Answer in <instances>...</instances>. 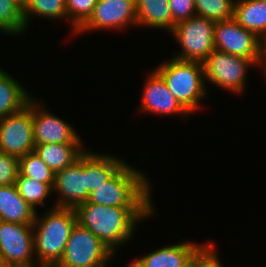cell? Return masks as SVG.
Returning <instances> with one entry per match:
<instances>
[{"instance_id": "obj_1", "label": "cell", "mask_w": 266, "mask_h": 267, "mask_svg": "<svg viewBox=\"0 0 266 267\" xmlns=\"http://www.w3.org/2000/svg\"><path fill=\"white\" fill-rule=\"evenodd\" d=\"M154 207H115L84 202L75 208L77 222L90 230L113 253L133 238L141 219L154 215Z\"/></svg>"}, {"instance_id": "obj_2", "label": "cell", "mask_w": 266, "mask_h": 267, "mask_svg": "<svg viewBox=\"0 0 266 267\" xmlns=\"http://www.w3.org/2000/svg\"><path fill=\"white\" fill-rule=\"evenodd\" d=\"M77 216L73 208L52 207L46 216L36 214L33 226L34 253L39 267H55L63 256Z\"/></svg>"}, {"instance_id": "obj_3", "label": "cell", "mask_w": 266, "mask_h": 267, "mask_svg": "<svg viewBox=\"0 0 266 267\" xmlns=\"http://www.w3.org/2000/svg\"><path fill=\"white\" fill-rule=\"evenodd\" d=\"M150 188L146 176L125 163L105 184L90 192L86 202L115 207H154Z\"/></svg>"}, {"instance_id": "obj_4", "label": "cell", "mask_w": 266, "mask_h": 267, "mask_svg": "<svg viewBox=\"0 0 266 267\" xmlns=\"http://www.w3.org/2000/svg\"><path fill=\"white\" fill-rule=\"evenodd\" d=\"M154 70L163 78L169 91L188 113L201 107V99L208 93L201 62L172 57L169 62H163Z\"/></svg>"}, {"instance_id": "obj_5", "label": "cell", "mask_w": 266, "mask_h": 267, "mask_svg": "<svg viewBox=\"0 0 266 267\" xmlns=\"http://www.w3.org/2000/svg\"><path fill=\"white\" fill-rule=\"evenodd\" d=\"M214 47L223 53L251 59L258 66L263 64L266 75V43L234 18L215 22Z\"/></svg>"}, {"instance_id": "obj_6", "label": "cell", "mask_w": 266, "mask_h": 267, "mask_svg": "<svg viewBox=\"0 0 266 267\" xmlns=\"http://www.w3.org/2000/svg\"><path fill=\"white\" fill-rule=\"evenodd\" d=\"M113 255L98 237L77 222L55 267H107Z\"/></svg>"}, {"instance_id": "obj_7", "label": "cell", "mask_w": 266, "mask_h": 267, "mask_svg": "<svg viewBox=\"0 0 266 267\" xmlns=\"http://www.w3.org/2000/svg\"><path fill=\"white\" fill-rule=\"evenodd\" d=\"M214 26V21L200 16L176 23L171 33L182 50L174 58L202 63L215 50Z\"/></svg>"}, {"instance_id": "obj_8", "label": "cell", "mask_w": 266, "mask_h": 267, "mask_svg": "<svg viewBox=\"0 0 266 267\" xmlns=\"http://www.w3.org/2000/svg\"><path fill=\"white\" fill-rule=\"evenodd\" d=\"M202 64L205 83L209 81L234 94H239L244 90L247 68L256 66L251 59L217 50L211 52Z\"/></svg>"}, {"instance_id": "obj_9", "label": "cell", "mask_w": 266, "mask_h": 267, "mask_svg": "<svg viewBox=\"0 0 266 267\" xmlns=\"http://www.w3.org/2000/svg\"><path fill=\"white\" fill-rule=\"evenodd\" d=\"M34 254L32 224L0 221V260L4 267H39Z\"/></svg>"}, {"instance_id": "obj_10", "label": "cell", "mask_w": 266, "mask_h": 267, "mask_svg": "<svg viewBox=\"0 0 266 267\" xmlns=\"http://www.w3.org/2000/svg\"><path fill=\"white\" fill-rule=\"evenodd\" d=\"M34 147L31 98L22 110L0 120V151L20 158Z\"/></svg>"}, {"instance_id": "obj_11", "label": "cell", "mask_w": 266, "mask_h": 267, "mask_svg": "<svg viewBox=\"0 0 266 267\" xmlns=\"http://www.w3.org/2000/svg\"><path fill=\"white\" fill-rule=\"evenodd\" d=\"M54 190L58 193L55 207L73 208L87 201L89 191L87 190L86 175V150L71 165L57 171L54 177Z\"/></svg>"}, {"instance_id": "obj_12", "label": "cell", "mask_w": 266, "mask_h": 267, "mask_svg": "<svg viewBox=\"0 0 266 267\" xmlns=\"http://www.w3.org/2000/svg\"><path fill=\"white\" fill-rule=\"evenodd\" d=\"M213 245L212 242H179L147 253L128 267H192Z\"/></svg>"}, {"instance_id": "obj_13", "label": "cell", "mask_w": 266, "mask_h": 267, "mask_svg": "<svg viewBox=\"0 0 266 267\" xmlns=\"http://www.w3.org/2000/svg\"><path fill=\"white\" fill-rule=\"evenodd\" d=\"M137 25L135 0H98L92 15L75 34Z\"/></svg>"}, {"instance_id": "obj_14", "label": "cell", "mask_w": 266, "mask_h": 267, "mask_svg": "<svg viewBox=\"0 0 266 267\" xmlns=\"http://www.w3.org/2000/svg\"><path fill=\"white\" fill-rule=\"evenodd\" d=\"M40 103V104H39ZM32 98V120L35 145L47 143H84L72 125L51 114ZM45 109V110H44Z\"/></svg>"}, {"instance_id": "obj_15", "label": "cell", "mask_w": 266, "mask_h": 267, "mask_svg": "<svg viewBox=\"0 0 266 267\" xmlns=\"http://www.w3.org/2000/svg\"><path fill=\"white\" fill-rule=\"evenodd\" d=\"M146 80L140 102V109L143 112L159 115L176 114V116L179 114L183 119L189 114L169 91L165 81L155 70L150 72Z\"/></svg>"}, {"instance_id": "obj_16", "label": "cell", "mask_w": 266, "mask_h": 267, "mask_svg": "<svg viewBox=\"0 0 266 267\" xmlns=\"http://www.w3.org/2000/svg\"><path fill=\"white\" fill-rule=\"evenodd\" d=\"M37 211L20 195L15 184L0 186V221L33 224Z\"/></svg>"}, {"instance_id": "obj_17", "label": "cell", "mask_w": 266, "mask_h": 267, "mask_svg": "<svg viewBox=\"0 0 266 267\" xmlns=\"http://www.w3.org/2000/svg\"><path fill=\"white\" fill-rule=\"evenodd\" d=\"M233 18L266 43V1L236 0Z\"/></svg>"}, {"instance_id": "obj_18", "label": "cell", "mask_w": 266, "mask_h": 267, "mask_svg": "<svg viewBox=\"0 0 266 267\" xmlns=\"http://www.w3.org/2000/svg\"><path fill=\"white\" fill-rule=\"evenodd\" d=\"M126 162L109 154L86 151L87 190H96L105 184Z\"/></svg>"}, {"instance_id": "obj_19", "label": "cell", "mask_w": 266, "mask_h": 267, "mask_svg": "<svg viewBox=\"0 0 266 267\" xmlns=\"http://www.w3.org/2000/svg\"><path fill=\"white\" fill-rule=\"evenodd\" d=\"M34 151L55 173L71 165L85 152L83 143H47L35 145Z\"/></svg>"}, {"instance_id": "obj_20", "label": "cell", "mask_w": 266, "mask_h": 267, "mask_svg": "<svg viewBox=\"0 0 266 267\" xmlns=\"http://www.w3.org/2000/svg\"><path fill=\"white\" fill-rule=\"evenodd\" d=\"M137 25L172 31L169 0H135Z\"/></svg>"}, {"instance_id": "obj_21", "label": "cell", "mask_w": 266, "mask_h": 267, "mask_svg": "<svg viewBox=\"0 0 266 267\" xmlns=\"http://www.w3.org/2000/svg\"><path fill=\"white\" fill-rule=\"evenodd\" d=\"M24 88L6 71L0 72V120L28 104L32 96Z\"/></svg>"}, {"instance_id": "obj_22", "label": "cell", "mask_w": 266, "mask_h": 267, "mask_svg": "<svg viewBox=\"0 0 266 267\" xmlns=\"http://www.w3.org/2000/svg\"><path fill=\"white\" fill-rule=\"evenodd\" d=\"M26 30L23 7L17 0H0V32L23 34Z\"/></svg>"}, {"instance_id": "obj_23", "label": "cell", "mask_w": 266, "mask_h": 267, "mask_svg": "<svg viewBox=\"0 0 266 267\" xmlns=\"http://www.w3.org/2000/svg\"><path fill=\"white\" fill-rule=\"evenodd\" d=\"M31 15L42 16L46 19L67 18L66 0H29L23 7L26 28Z\"/></svg>"}, {"instance_id": "obj_24", "label": "cell", "mask_w": 266, "mask_h": 267, "mask_svg": "<svg viewBox=\"0 0 266 267\" xmlns=\"http://www.w3.org/2000/svg\"><path fill=\"white\" fill-rule=\"evenodd\" d=\"M15 185L19 195L35 210H37L38 205H45L44 200L53 191V185L37 182L31 177L22 176L20 173H18Z\"/></svg>"}, {"instance_id": "obj_25", "label": "cell", "mask_w": 266, "mask_h": 267, "mask_svg": "<svg viewBox=\"0 0 266 267\" xmlns=\"http://www.w3.org/2000/svg\"><path fill=\"white\" fill-rule=\"evenodd\" d=\"M19 173L35 181L54 185L55 172L35 153L29 152L19 158Z\"/></svg>"}, {"instance_id": "obj_26", "label": "cell", "mask_w": 266, "mask_h": 267, "mask_svg": "<svg viewBox=\"0 0 266 267\" xmlns=\"http://www.w3.org/2000/svg\"><path fill=\"white\" fill-rule=\"evenodd\" d=\"M235 0H194L196 16L205 17L214 22L234 17Z\"/></svg>"}, {"instance_id": "obj_27", "label": "cell", "mask_w": 266, "mask_h": 267, "mask_svg": "<svg viewBox=\"0 0 266 267\" xmlns=\"http://www.w3.org/2000/svg\"><path fill=\"white\" fill-rule=\"evenodd\" d=\"M98 0H66L67 18L74 33L89 19Z\"/></svg>"}, {"instance_id": "obj_28", "label": "cell", "mask_w": 266, "mask_h": 267, "mask_svg": "<svg viewBox=\"0 0 266 267\" xmlns=\"http://www.w3.org/2000/svg\"><path fill=\"white\" fill-rule=\"evenodd\" d=\"M19 173V158L0 151V186L15 184Z\"/></svg>"}, {"instance_id": "obj_29", "label": "cell", "mask_w": 266, "mask_h": 267, "mask_svg": "<svg viewBox=\"0 0 266 267\" xmlns=\"http://www.w3.org/2000/svg\"><path fill=\"white\" fill-rule=\"evenodd\" d=\"M172 13V30L176 23L196 16L194 0H169Z\"/></svg>"}, {"instance_id": "obj_30", "label": "cell", "mask_w": 266, "mask_h": 267, "mask_svg": "<svg viewBox=\"0 0 266 267\" xmlns=\"http://www.w3.org/2000/svg\"><path fill=\"white\" fill-rule=\"evenodd\" d=\"M214 245L192 267H223Z\"/></svg>"}, {"instance_id": "obj_31", "label": "cell", "mask_w": 266, "mask_h": 267, "mask_svg": "<svg viewBox=\"0 0 266 267\" xmlns=\"http://www.w3.org/2000/svg\"><path fill=\"white\" fill-rule=\"evenodd\" d=\"M17 1L22 7H24L29 0H17Z\"/></svg>"}, {"instance_id": "obj_32", "label": "cell", "mask_w": 266, "mask_h": 267, "mask_svg": "<svg viewBox=\"0 0 266 267\" xmlns=\"http://www.w3.org/2000/svg\"><path fill=\"white\" fill-rule=\"evenodd\" d=\"M0 267H4L1 260H0Z\"/></svg>"}]
</instances>
